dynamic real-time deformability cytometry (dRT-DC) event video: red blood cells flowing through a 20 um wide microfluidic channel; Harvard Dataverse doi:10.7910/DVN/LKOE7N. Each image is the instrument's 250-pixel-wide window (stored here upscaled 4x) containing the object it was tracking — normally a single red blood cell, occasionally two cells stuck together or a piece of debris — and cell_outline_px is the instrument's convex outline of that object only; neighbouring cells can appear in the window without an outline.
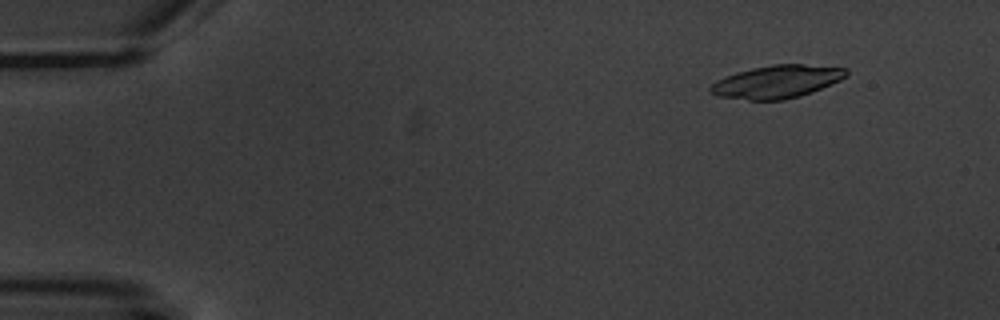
{"species": "common noctule bat (a hibernating species)", "species_latin": "Nyctalus noctula", "temperature_condition": "warm", "stored_images_in_passage": 5, "camera_frame_rate_fps": 3000, "um_per_image_px": 0.085, "animal": {"sex": "male", "body_mass_g": 20.1, "forearm_length_mm": 53.5}, "frame": {"image": 1, "passage_image": 2, "time_ms": 1.333, "image_size_px": [1000, 320], "cell_outline_px": [[848, 76], [832, 84], [812, 92], [800, 96], [784, 100], [748, 100], [720, 96], [712, 92], [708, 88], [716, 80], [724, 76], [736, 72], [752, 68], [772, 64], [804, 64], [848, 68]], "centroid_in_image_um": [66.06, 6.93], "position_along_channel_um": 18.9, "area_um2": 26.13}}
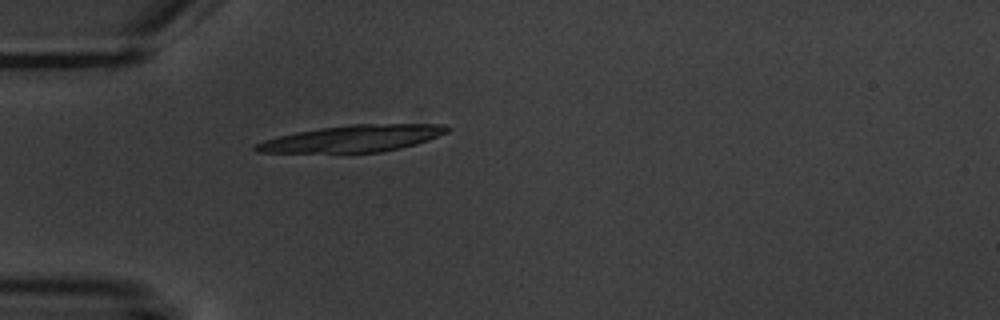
{"frame": {"image": 2, "passage_image": 5, "time_ms": 5.0, "image_size_px": [1000, 320], "cell_outline_px": [[452, 128], [448, 132], [428, 140], [416, 144], [400, 148], [380, 152], [256, 152], [252, 148], [256, 144], [264, 140], [276, 136], [296, 132], [320, 128], [352, 124], [444, 124]], "centroid_in_image_um": [30.01, 11.76], "position_along_channel_um": 55.0, "area_um2": 29.65}}